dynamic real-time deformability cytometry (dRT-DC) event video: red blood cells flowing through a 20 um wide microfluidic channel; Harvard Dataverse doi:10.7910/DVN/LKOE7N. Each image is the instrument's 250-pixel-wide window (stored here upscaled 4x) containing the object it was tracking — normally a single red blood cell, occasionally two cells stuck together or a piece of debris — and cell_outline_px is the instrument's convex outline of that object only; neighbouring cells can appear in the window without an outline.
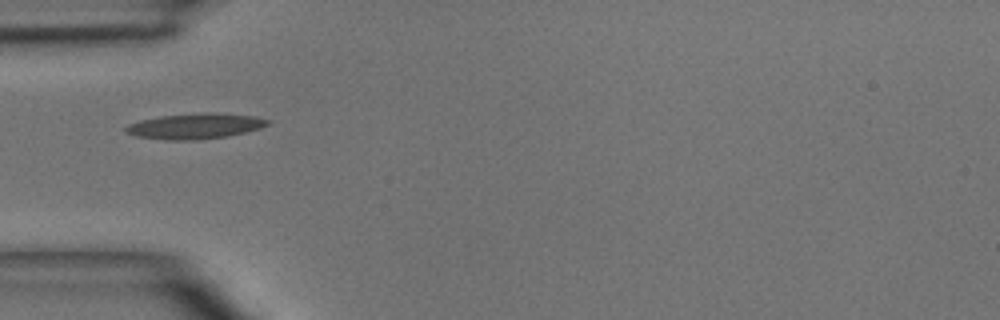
{"species": "common noctule bat (a hibernating species)", "species_latin": "Nyctalus noctula", "temperature_condition": "room temperature", "stored_images_in_passage": 6, "camera_frame_rate_fps": 3000, "um_per_image_px": 0.085, "animal": {"sex": "male", "body_mass_g": 15.6}, "frame": {"image": 1, "passage_image": 5, "time_ms": 5.667, "image_size_px": [1000, 320], "cell_outline_px": [[272, 120], [268, 124], [260, 128], [228, 136], [192, 140], [172, 140], [136, 136], [124, 132], [124, 128], [128, 124], [140, 120], [160, 116], [200, 112], [216, 112], [256, 116]], "centroid_in_image_um": [16.59, 10.7], "position_along_channel_um": 68.4, "area_um2": 21.21}}